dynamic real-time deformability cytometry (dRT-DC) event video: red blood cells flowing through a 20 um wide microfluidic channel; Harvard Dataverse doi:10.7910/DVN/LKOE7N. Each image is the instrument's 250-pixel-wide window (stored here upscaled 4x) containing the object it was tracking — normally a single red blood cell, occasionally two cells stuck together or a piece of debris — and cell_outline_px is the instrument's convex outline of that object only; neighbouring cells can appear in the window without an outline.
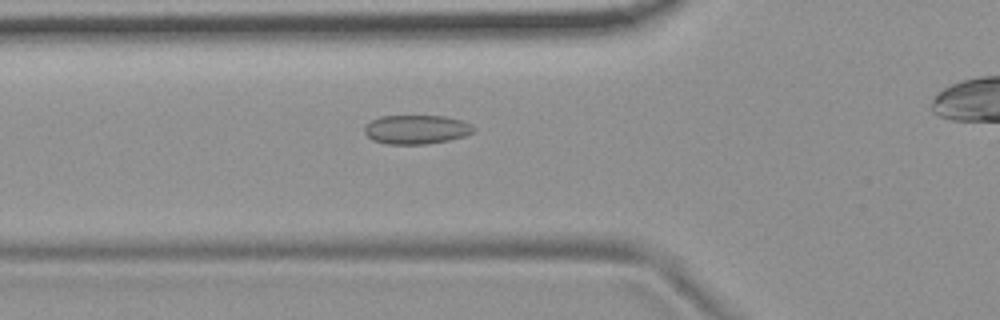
{"species": "common noctule bat (a hibernating species)", "species_latin": "Nyctalus noctula", "temperature_condition": "room temperature", "stored_images_in_passage": 42, "camera_frame_rate_fps": 3000, "um_per_image_px": 0.085, "animal": {"sex": "female", "body_mass_g": 19.9}, "frame": {"image": 1, "passage_image": 14, "time_ms": 4.333, "image_size_px": [1000, 320], "cell_outline_px": [[476, 128], [472, 132], [464, 136], [448, 140], [424, 144], [388, 144], [372, 140], [364, 132], [364, 128], [372, 120], [380, 116], [444, 116], [460, 120], [472, 124]], "centroid_in_image_um": [35.39, 11.0], "position_along_channel_um": 90.4, "area_um2": 18.32}}
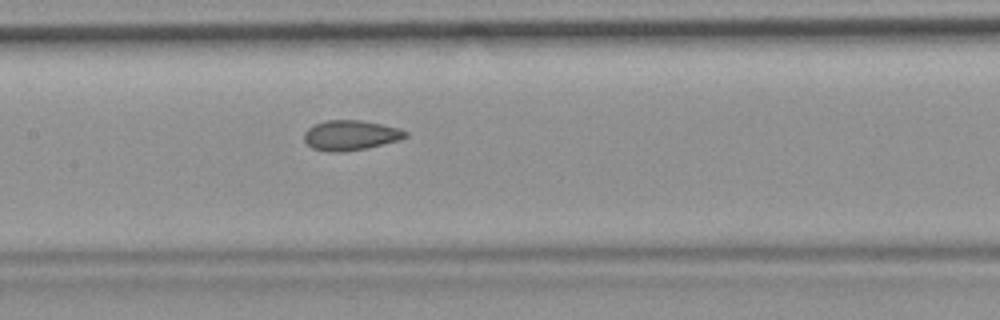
{"frame": {"image": 2, "passage_image": 21, "time_ms": 6.667, "image_size_px": [1000, 320], "cell_outline_px": [[408, 136], [400, 140], [368, 148], [344, 152], [332, 152], [312, 148], [304, 140], [304, 132], [308, 128], [324, 120], [360, 120], [400, 128], [408, 132]], "centroid_in_image_um": [29.82, 11.5], "position_along_channel_um": 177.6, "area_um2": 17.8}}
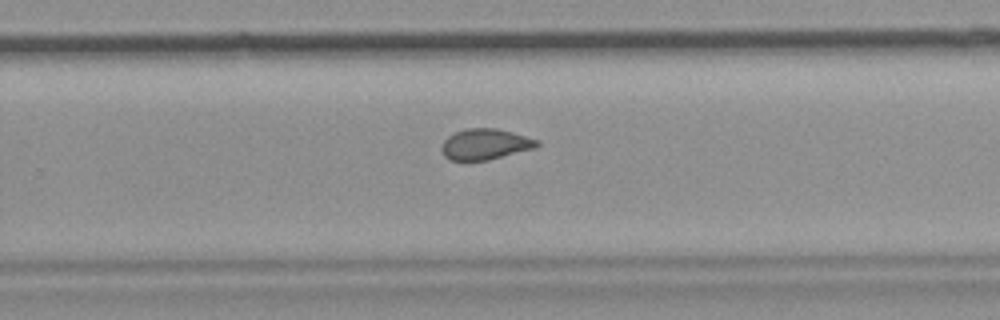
{"frame": {"image": 3, "passage_image": 30, "time_ms": 9.667, "image_size_px": [1000, 320], "cell_outline_px": [[540, 144], [536, 148], [488, 160], [452, 160], [444, 156], [444, 140], [448, 136], [456, 132], [468, 128], [496, 128], [512, 132], [540, 140]], "centroid_in_image_um": [41.31, 12.25], "position_along_channel_um": 288.5, "area_um2": 16.94}}